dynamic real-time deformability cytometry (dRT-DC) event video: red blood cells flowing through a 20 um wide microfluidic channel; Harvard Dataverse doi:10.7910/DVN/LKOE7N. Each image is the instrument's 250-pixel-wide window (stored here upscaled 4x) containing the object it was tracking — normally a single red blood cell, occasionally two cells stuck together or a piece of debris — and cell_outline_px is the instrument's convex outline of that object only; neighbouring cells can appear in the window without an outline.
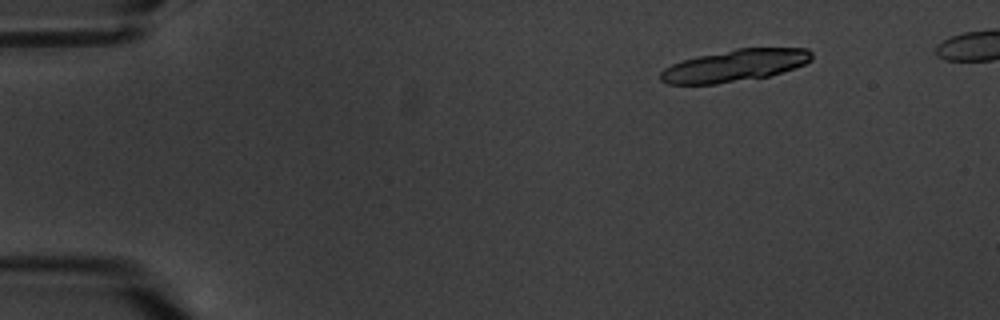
{"species": "common noctule bat (a hibernating species)", "species_latin": "Nyctalus noctula", "temperature_condition": "warm", "stored_images_in_passage": 17, "camera_frame_rate_fps": 3000, "um_per_image_px": 0.085, "animal": {"sex": "male", "body_mass_g": 20.1, "forearm_length_mm": 53.5}, "frame": {"image": 1, "passage_image": 3, "time_ms": 2.333, "image_size_px": [1000, 320], "cell_outline_px": [[812, 60], [804, 64], [768, 76], [716, 84], [668, 84], [660, 80], [660, 72], [664, 68], [672, 64], [696, 56], [736, 48], [808, 48], [812, 52]], "centroid_in_image_um": [62.43, 5.56], "position_along_channel_um": 22.6, "area_um2": 28.03}}
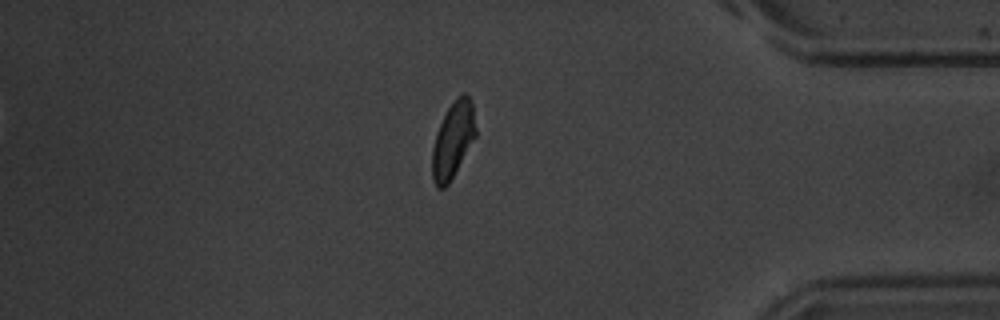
{"frame": {"image": 2, "passage_image": 17, "time_ms": 20.667, "image_size_px": [1000, 320], "cell_outline_px": [[476, 136], [448, 184], [444, 188], [436, 188], [432, 180], [432, 148], [436, 132], [448, 108], [456, 96], [464, 92], [472, 100], [476, 128]], "centroid_in_image_um": [38.5, 11.88], "position_along_channel_um": 396.7, "area_um2": 19.31}, "authors_computed_cell_mechanics": {"area_um2": 17.1088, "velocity_mm_per_s": 3.3652, "shape_relaxation_time_tau1_ms": 1.5263, "shape_relaxation_time_tau2_ms": 1.8303, "deformation_change_tau1": 0.0802, "deformation_change_tau2": 0.0549}}